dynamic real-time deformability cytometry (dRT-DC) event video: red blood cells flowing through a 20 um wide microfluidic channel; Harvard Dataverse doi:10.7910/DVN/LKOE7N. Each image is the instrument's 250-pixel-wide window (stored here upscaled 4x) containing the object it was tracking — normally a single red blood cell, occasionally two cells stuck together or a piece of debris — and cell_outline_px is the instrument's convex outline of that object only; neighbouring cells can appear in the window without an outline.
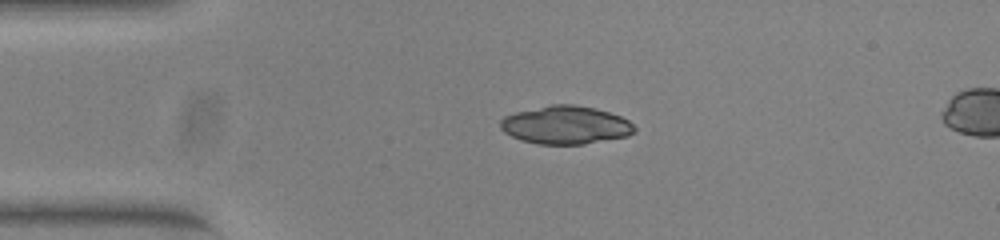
{"species": "common noctule bat (a hibernating species)", "species_latin": "Nyctalus noctula", "temperature_condition": "warm", "stored_images_in_passage": 41, "camera_frame_rate_fps": 3000, "um_per_image_px": 0.085, "animal": {"sex": "female", "body_mass_g": 23.0, "forearm_length_mm": 53.4}, "frame": {"image": 1, "passage_image": 1, "time_ms": 0.0, "image_size_px": [1000, 240], "cell_outline_px": [[636, 132], [628, 136], [584, 144], [536, 144], [520, 140], [504, 132], [500, 128], [500, 120], [504, 116], [516, 112], [552, 104], [572, 104], [596, 108], [620, 116], [628, 120], [636, 128]], "centroid_in_image_um": [48.08, 10.63], "position_along_channel_um": 36.9, "area_um2": 29.88}}
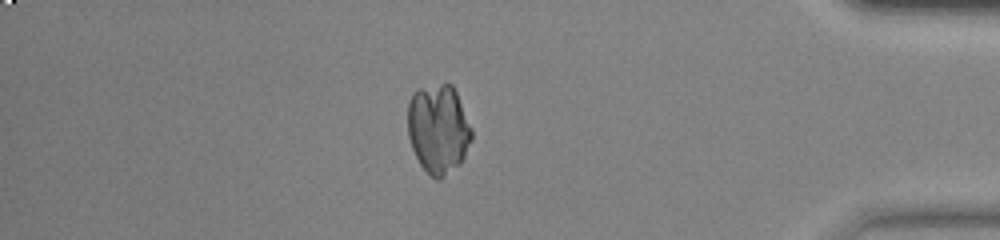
{"frame": {"image": 2, "passage_image": 34, "time_ms": 11.0, "image_size_px": [1000, 240], "cell_outline_px": [[472, 140], [460, 164], [440, 180], [436, 180], [420, 164], [412, 148], [408, 136], [408, 100], [412, 92], [416, 88], [440, 84], [452, 84], [456, 92], [472, 128]], "centroid_in_image_um": [37.25, 10.95], "position_along_channel_um": 397.9, "area_um2": 33.41}}
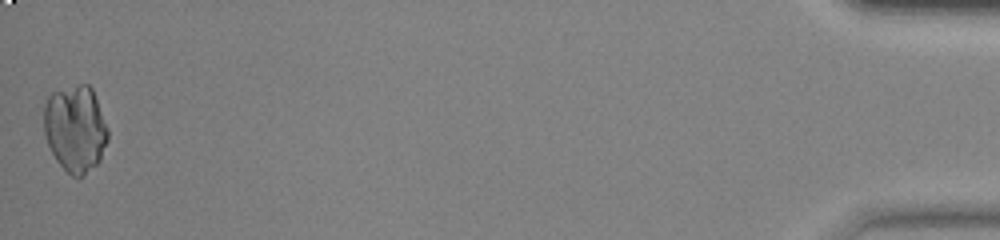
{"frame": {"image": 3, "passage_image": 41, "time_ms": 13.333, "image_size_px": [1000, 240], "cell_outline_px": [[108, 140], [100, 160], [84, 176], [72, 176], [56, 160], [48, 144], [44, 132], [44, 108], [48, 96], [52, 92], [80, 84], [88, 84], [92, 88], [108, 128]], "centroid_in_image_um": [6.41, 10.93], "position_along_channel_um": 428.8, "area_um2": 32.25}}